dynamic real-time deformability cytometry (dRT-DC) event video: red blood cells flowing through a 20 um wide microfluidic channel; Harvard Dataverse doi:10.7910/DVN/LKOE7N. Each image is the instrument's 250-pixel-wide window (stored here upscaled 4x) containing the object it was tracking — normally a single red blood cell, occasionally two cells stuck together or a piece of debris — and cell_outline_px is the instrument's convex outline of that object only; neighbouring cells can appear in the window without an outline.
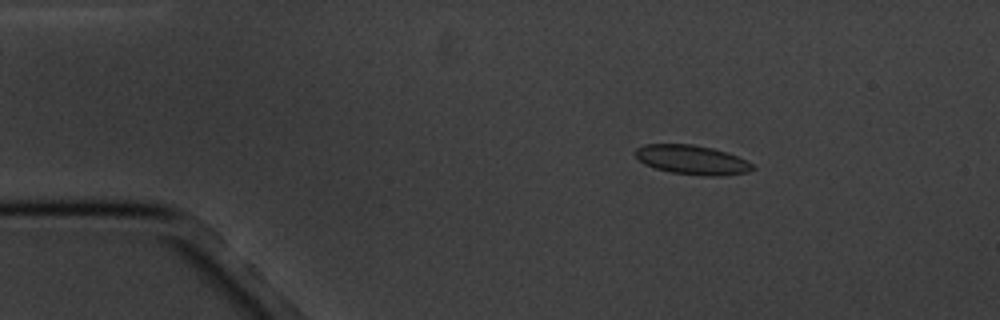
{"species": "common noctule bat (a hibernating species)", "species_latin": "Nyctalus noctula", "temperature_condition": "cold", "stored_images_in_passage": 4, "camera_frame_rate_fps": 3000, "um_per_image_px": 0.085, "animal": {"sex": "male", "body_mass_g": 20.1, "forearm_length_mm": 53.5}, "frame": {"image": 1, "passage_image": 2, "time_ms": 1.0, "image_size_px": [1000, 320], "cell_outline_px": [[756, 168], [748, 172], [720, 176], [704, 176], [672, 172], [656, 168], [644, 164], [636, 156], [636, 148], [644, 144], [692, 144], [712, 148], [728, 152], [752, 164]], "centroid_in_image_um": [58.83, 13.58], "position_along_channel_um": 26.2, "area_um2": 19.88}}